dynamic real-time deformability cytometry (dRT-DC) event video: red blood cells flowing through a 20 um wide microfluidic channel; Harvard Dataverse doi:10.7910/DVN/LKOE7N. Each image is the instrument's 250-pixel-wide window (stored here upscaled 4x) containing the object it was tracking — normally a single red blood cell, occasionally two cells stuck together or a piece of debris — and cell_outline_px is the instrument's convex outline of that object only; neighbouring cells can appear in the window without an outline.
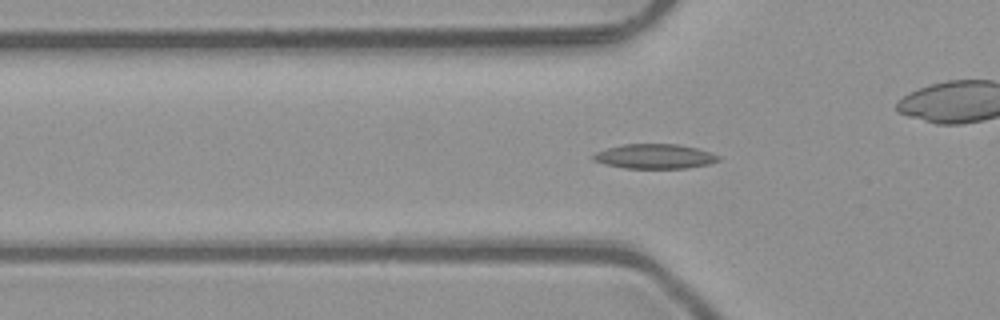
{"species": "common noctule bat (a hibernating species)", "species_latin": "Nyctalus noctula", "temperature_condition": "room temperature", "stored_images_in_passage": 39, "camera_frame_rate_fps": 3000, "um_per_image_px": 0.085, "animal": {"sex": "male", "body_mass_g": 23.1, "forearm_length_mm": 52.7}, "frame": {"image": 1, "passage_image": 11, "time_ms": 3.333, "image_size_px": [1000, 320], "cell_outline_px": [[720, 160], [708, 164], [688, 168], [624, 168], [604, 164], [592, 160], [592, 156], [596, 152], [608, 148], [624, 144], [680, 144], [712, 152], [720, 156]], "centroid_in_image_um": [55.66, 13.29], "position_along_channel_um": 70.1, "area_um2": 18.03}}
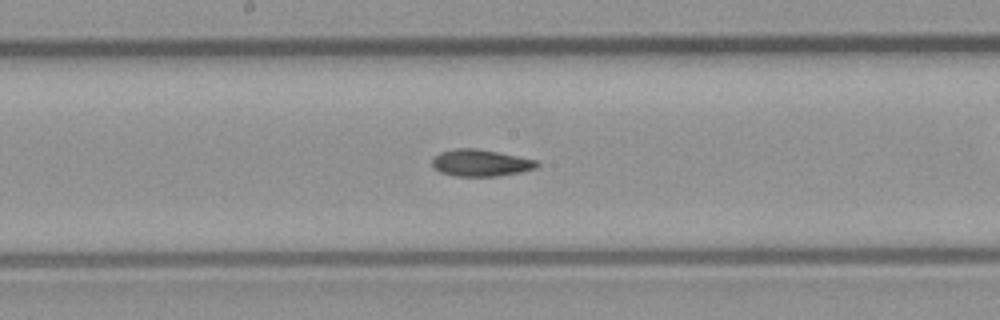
{"frame": {"image": 2, "passage_image": 21, "time_ms": 6.667, "image_size_px": [1000, 320], "cell_outline_px": [[540, 164], [536, 168], [520, 172], [496, 176], [456, 176], [440, 172], [432, 168], [432, 160], [440, 152], [456, 148], [476, 148], [500, 152], [536, 160]], "centroid_in_image_um": [40.84, 13.84], "position_along_channel_um": 207.4, "area_um2": 16.42}}
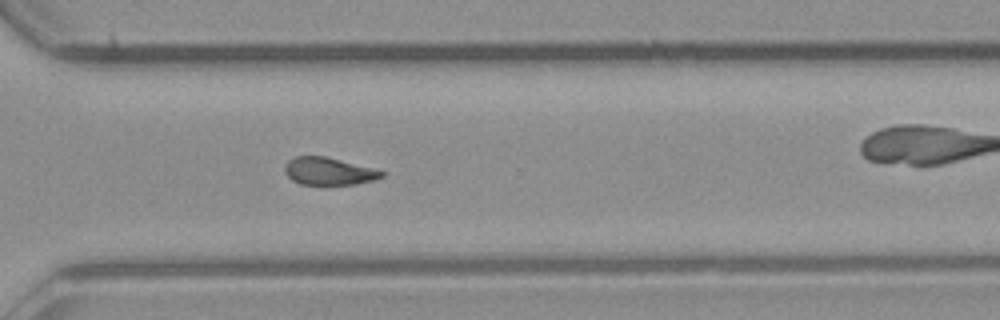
{"frame": {"image": 3, "passage_image": 31, "time_ms": 10.0, "image_size_px": [1000, 320], "cell_outline_px": [[384, 176], [372, 180], [356, 184], [300, 184], [292, 180], [284, 172], [284, 164], [288, 160], [296, 156], [324, 156], [376, 168], [384, 172]], "centroid_in_image_um": [27.93, 14.54], "position_along_channel_um": 342.7, "area_um2": 15.55}, "authors_computed_cell_mechanics": {"area_um2": 16.473, "velocity_mm_per_s": 4.0736, "shape_relaxation_time_tau1_ms": 7.3164, "shape_relaxation_time_tau2_ms": 6.7819, "deformation_change_tau1": 0.1628, "deformation_change_tau2": 0.1067}}